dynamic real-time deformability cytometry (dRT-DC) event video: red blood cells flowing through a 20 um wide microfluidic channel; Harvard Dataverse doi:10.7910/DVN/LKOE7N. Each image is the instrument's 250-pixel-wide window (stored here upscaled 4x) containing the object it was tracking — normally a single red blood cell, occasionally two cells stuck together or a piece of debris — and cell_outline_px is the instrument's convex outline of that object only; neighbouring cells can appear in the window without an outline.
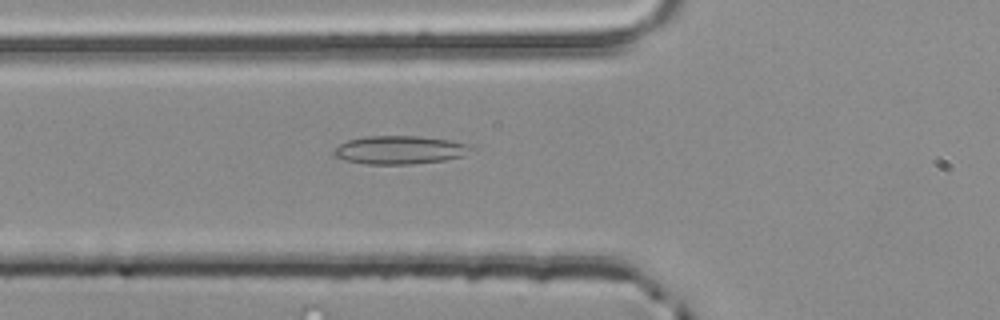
{"species": "common noctule bat (a hibernating species)", "species_latin": "Nyctalus noctula", "temperature_condition": "room temperature", "stored_images_in_passage": 4, "camera_frame_rate_fps": 3000, "um_per_image_px": 0.085, "animal": {"sex": "male", "body_mass_g": 20.4}, "frame": {"image": 1, "passage_image": 4, "time_ms": 1.0, "image_size_px": [1000, 320], "cell_outline_px": [[472, 148], [464, 156], [444, 160], [412, 164], [364, 164], [348, 160], [336, 156], [332, 152], [340, 144], [348, 140], [368, 136], [420, 136], [452, 140], [468, 144]], "centroid_in_image_um": [34.01, 12.74], "position_along_channel_um": 91.8, "area_um2": 22.48}}